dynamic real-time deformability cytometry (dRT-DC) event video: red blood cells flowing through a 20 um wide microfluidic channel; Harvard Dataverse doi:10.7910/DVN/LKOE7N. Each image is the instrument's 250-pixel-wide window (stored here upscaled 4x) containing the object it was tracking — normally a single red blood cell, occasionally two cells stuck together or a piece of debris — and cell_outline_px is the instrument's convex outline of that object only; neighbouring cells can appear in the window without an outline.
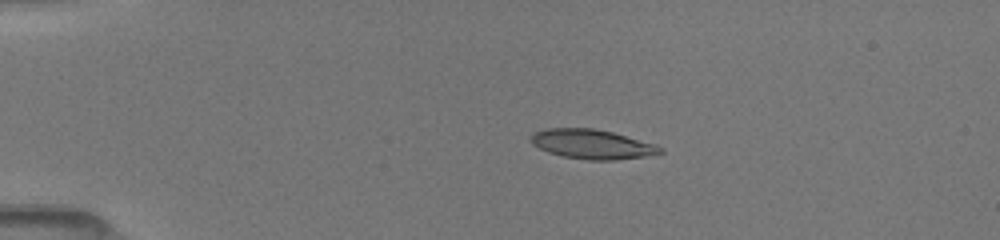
{"species": "common noctule bat (a hibernating species)", "species_latin": "Nyctalus noctula", "temperature_condition": "room temperature", "stored_images_in_passage": 10, "camera_frame_rate_fps": 3000, "um_per_image_px": 0.085, "animal": {"sex": "female", "body_mass_g": 19.5, "forearm_length_mm": 54.1}, "frame": {"image": 1, "passage_image": 1, "time_ms": 0.0, "image_size_px": [1000, 240], "cell_outline_px": [[664, 152], [644, 156], [616, 160], [588, 160], [564, 156], [548, 152], [532, 144], [528, 140], [536, 132], [548, 128], [592, 128], [612, 132], [656, 144], [664, 148]], "centroid_in_image_um": [50.35, 12.26], "position_along_channel_um": 34.7, "area_um2": 22.08}}
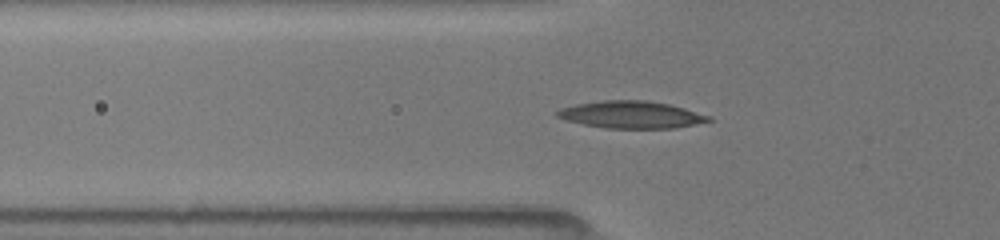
{"frame": {"image": 2, "passage_image": 8, "time_ms": 2.333, "image_size_px": [1000, 240], "cell_outline_px": [[712, 120], [676, 128], [604, 128], [584, 124], [568, 120], [556, 116], [556, 112], [560, 108], [576, 104], [600, 100], [644, 100], [668, 104], [684, 108], [712, 116]], "centroid_in_image_um": [53.66, 9.74], "position_along_channel_um": 72.1, "area_um2": 23.87}}